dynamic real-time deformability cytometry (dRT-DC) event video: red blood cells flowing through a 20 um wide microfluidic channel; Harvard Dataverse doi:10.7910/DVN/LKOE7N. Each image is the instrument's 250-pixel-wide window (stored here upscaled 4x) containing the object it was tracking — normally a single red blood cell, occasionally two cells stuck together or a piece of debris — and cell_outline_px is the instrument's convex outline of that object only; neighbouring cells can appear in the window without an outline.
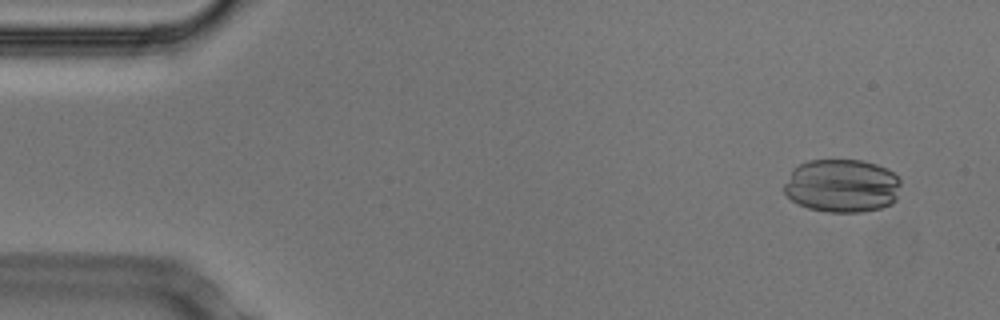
{"species": "Egyptian fruit bat (a non-hibernating species)", "species_latin": "Rousettus aegyptiacus", "temperature_condition": "cold", "stored_images_in_passage": 53, "camera_frame_rate_fps": 3000, "um_per_image_px": 0.085, "animal": {"sex": "male"}, "frame": {"image": 1, "passage_image": 4, "time_ms": 1.0, "image_size_px": [1000, 320], "cell_outline_px": [[900, 184], [896, 200], [892, 204], [880, 208], [860, 212], [828, 212], [808, 208], [792, 200], [784, 192], [784, 184], [792, 168], [808, 160], [860, 160], [876, 164], [888, 168], [900, 180]], "centroid_in_image_um": [71.56, 15.78], "position_along_channel_um": 13.4, "area_um2": 36.41}}
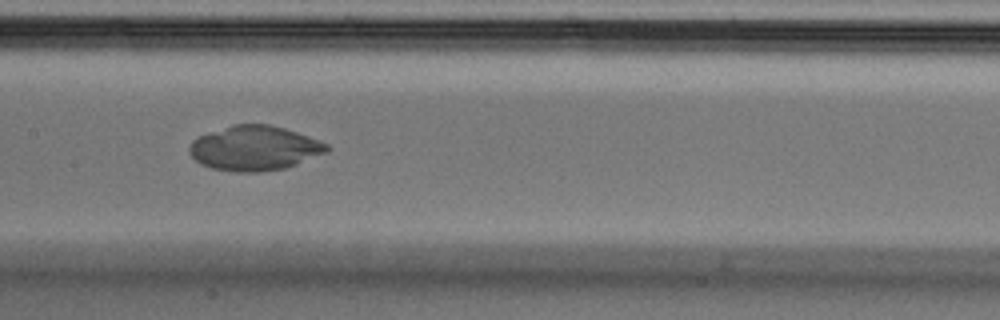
{"frame": {"image": 2, "passage_image": 26, "time_ms": 8.333, "image_size_px": [1000, 320], "cell_outline_px": [[332, 148], [328, 152], [296, 164], [284, 168], [260, 172], [236, 172], [212, 168], [200, 164], [192, 156], [188, 148], [192, 140], [196, 136], [232, 124], [268, 124], [284, 128], [308, 136], [328, 144]], "centroid_in_image_um": [21.62, 12.59], "position_along_channel_um": 185.8, "area_um2": 35.95}}
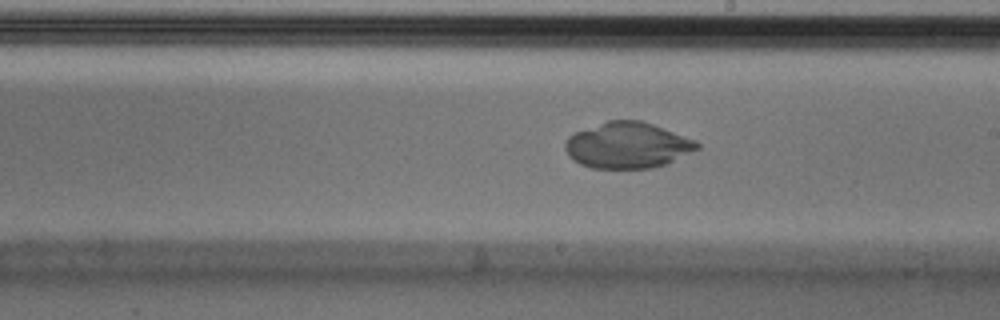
{"frame": {"image": 3, "passage_image": 30, "time_ms": 9.667, "image_size_px": [1000, 320], "cell_outline_px": [[700, 148], [664, 164], [652, 168], [592, 168], [580, 164], [568, 156], [564, 148], [564, 144], [568, 136], [576, 132], [608, 120], [640, 120], [652, 124], [696, 140], [700, 144]], "centroid_in_image_um": [53.32, 12.35], "position_along_channel_um": 235.7, "area_um2": 35.14}}